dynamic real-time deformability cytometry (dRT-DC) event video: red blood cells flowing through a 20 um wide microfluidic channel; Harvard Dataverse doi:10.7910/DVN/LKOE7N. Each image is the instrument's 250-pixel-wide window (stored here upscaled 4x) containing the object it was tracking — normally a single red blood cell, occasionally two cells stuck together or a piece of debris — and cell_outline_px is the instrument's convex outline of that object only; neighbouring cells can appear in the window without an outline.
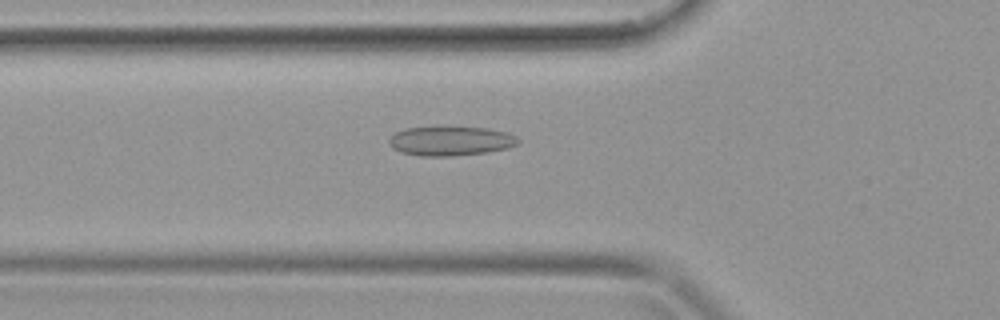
{"species": "common noctule bat (a hibernating species)", "species_latin": "Nyctalus noctula", "temperature_condition": "warm", "stored_images_in_passage": 39, "camera_frame_rate_fps": 3000, "um_per_image_px": 0.085, "animal": {"sex": "female", "body_mass_g": 19.9}, "frame": {"image": 1, "passage_image": 14, "time_ms": 4.333, "image_size_px": [1000, 320], "cell_outline_px": [[520, 140], [516, 144], [508, 148], [488, 152], [456, 156], [420, 156], [400, 152], [392, 148], [388, 144], [388, 140], [396, 132], [404, 128], [436, 124], [444, 124], [488, 128], [504, 132], [516, 136]], "centroid_in_image_um": [38.25, 11.94], "position_along_channel_um": 87.6, "area_um2": 23.18}}
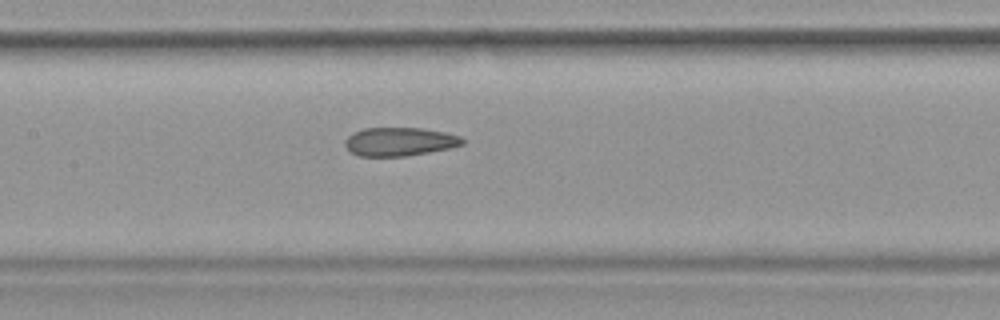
{"frame": {"image": 2, "passage_image": 19, "time_ms": 6.0, "image_size_px": [1000, 320], "cell_outline_px": [[464, 144], [448, 148], [428, 152], [404, 156], [360, 156], [348, 152], [344, 144], [344, 140], [352, 132], [364, 128], [420, 128], [444, 132], [460, 136], [464, 140]], "centroid_in_image_um": [33.9, 12.04], "position_along_channel_um": 173.5, "area_um2": 19.54}}
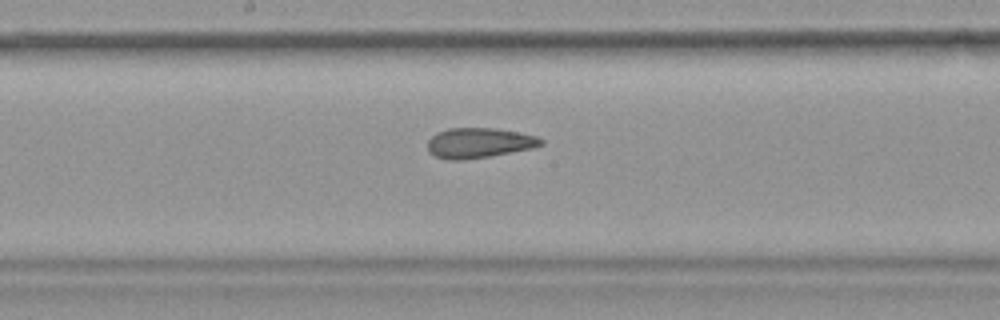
{"frame": {"image": 3, "passage_image": 21, "time_ms": 6.667, "image_size_px": [1000, 320], "cell_outline_px": [[544, 144], [532, 148], [492, 156], [464, 160], [448, 160], [436, 156], [428, 152], [428, 140], [436, 132], [448, 128], [496, 128], [520, 132], [536, 136], [544, 140]], "centroid_in_image_um": [40.72, 12.14], "position_along_channel_um": 207.5, "area_um2": 20.11}}